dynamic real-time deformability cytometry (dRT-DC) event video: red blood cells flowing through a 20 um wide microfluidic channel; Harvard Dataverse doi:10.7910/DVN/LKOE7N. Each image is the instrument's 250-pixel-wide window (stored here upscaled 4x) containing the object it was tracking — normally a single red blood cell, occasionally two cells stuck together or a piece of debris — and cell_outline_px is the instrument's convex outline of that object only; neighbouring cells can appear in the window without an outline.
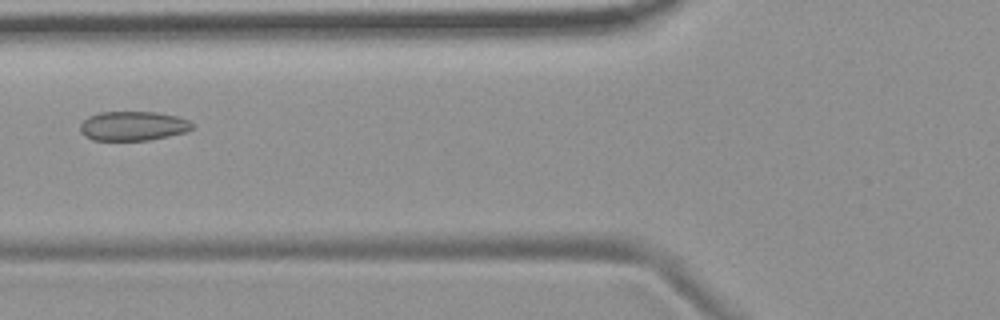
{"species": "common noctule bat (a hibernating species)", "species_latin": "Nyctalus noctula", "temperature_condition": "room temperature", "stored_images_in_passage": 6, "camera_frame_rate_fps": 3000, "um_per_image_px": 0.085, "animal": {"sex": "female", "body_mass_g": 19.9}, "frame": {"image": 1, "passage_image": 6, "time_ms": 6.667, "image_size_px": [1000, 320], "cell_outline_px": [[192, 128], [188, 132], [148, 140], [92, 140], [84, 136], [80, 132], [80, 124], [88, 116], [100, 112], [156, 112], [176, 116], [188, 120], [192, 124]], "centroid_in_image_um": [11.28, 10.71], "position_along_channel_um": 114.5, "area_um2": 19.19}}